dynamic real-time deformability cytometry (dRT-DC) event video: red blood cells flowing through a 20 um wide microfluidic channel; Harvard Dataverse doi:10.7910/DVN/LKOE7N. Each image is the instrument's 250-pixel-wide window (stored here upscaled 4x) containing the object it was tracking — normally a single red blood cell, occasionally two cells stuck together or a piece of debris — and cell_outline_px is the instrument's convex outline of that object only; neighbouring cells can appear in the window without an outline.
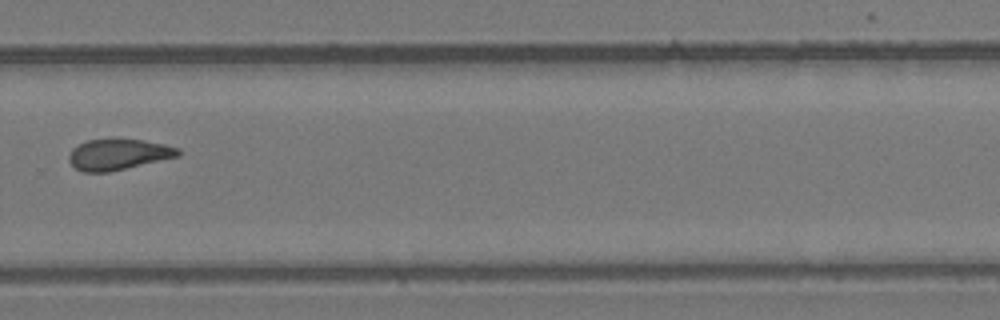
{"species": "common noctule bat (a hibernating species)", "species_latin": "Nyctalus noctula", "temperature_condition": "room temperature", "stored_images_in_passage": 13, "camera_frame_rate_fps": 3000, "um_per_image_px": 0.085, "animal": {"sex": "female", "body_mass_g": 24.6, "forearm_length_mm": 56.2}, "frame": {"image": 1, "passage_image": 10, "time_ms": 11.333, "image_size_px": [1000, 320], "cell_outline_px": [[180, 156], [108, 172], [84, 172], [76, 168], [68, 160], [68, 156], [72, 148], [88, 140], [144, 140], [164, 144], [180, 148]], "centroid_in_image_um": [10.07, 13.13], "position_along_channel_um": 319.7, "area_um2": 19.36}}
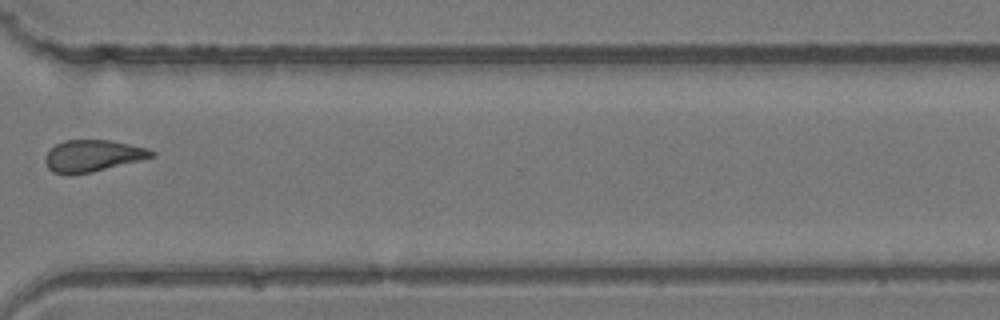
{"frame": {"image": 2, "passage_image": 11, "time_ms": 12.333, "image_size_px": [1000, 320], "cell_outline_px": [[156, 156], [92, 172], [72, 176], [64, 176], [52, 172], [48, 168], [44, 160], [44, 156], [56, 144], [64, 140], [112, 140], [148, 148], [156, 152]], "centroid_in_image_um": [7.86, 13.26], "position_along_channel_um": 362.7, "area_um2": 20.0}}
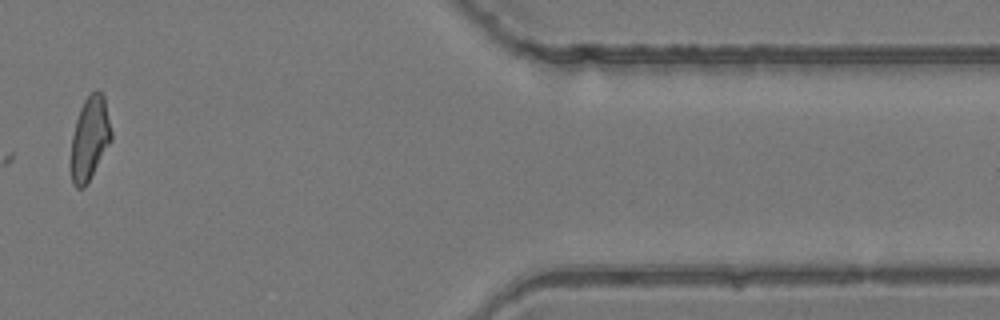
{"frame": {"image": 3, "passage_image": 12, "time_ms": 14.333, "image_size_px": [1000, 320], "cell_outline_px": [[112, 140], [84, 188], [76, 188], [72, 184], [72, 136], [76, 120], [80, 108], [84, 100], [96, 88], [104, 96], [112, 132]], "centroid_in_image_um": [7.64, 11.73], "position_along_channel_um": 403.8, "area_um2": 19.36}}